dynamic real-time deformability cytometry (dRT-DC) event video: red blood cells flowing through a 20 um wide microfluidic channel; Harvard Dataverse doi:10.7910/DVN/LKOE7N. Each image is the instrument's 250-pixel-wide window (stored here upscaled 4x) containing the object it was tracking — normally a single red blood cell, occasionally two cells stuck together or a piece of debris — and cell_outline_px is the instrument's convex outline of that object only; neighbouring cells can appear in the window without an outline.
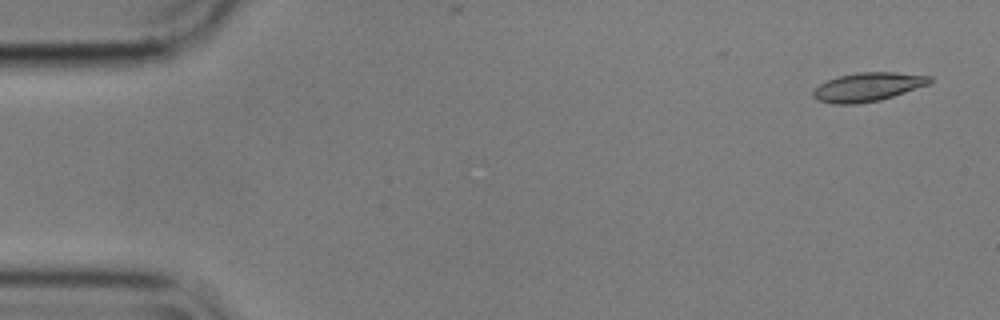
{"species": "common noctule bat (a hibernating species)", "species_latin": "Nyctalus noctula", "temperature_condition": "cold", "stored_images_in_passage": 7, "camera_frame_rate_fps": 3000, "um_per_image_px": 0.085, "animal": {"sex": "male", "body_mass_g": 17.9}, "frame": {"image": 1, "passage_image": 1, "time_ms": 0.0, "image_size_px": [1000, 320], "cell_outline_px": [[932, 80], [928, 84], [880, 100], [856, 104], [832, 104], [816, 100], [812, 96], [812, 92], [820, 84], [828, 80], [840, 76], [860, 72], [896, 72], [932, 76]], "centroid_in_image_um": [73.73, 7.39], "position_along_channel_um": 11.3, "area_um2": 19.36}}
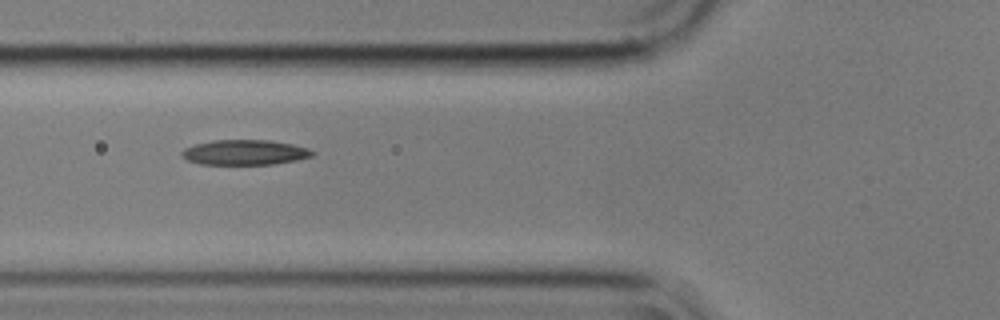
{"frame": {"image": 2, "passage_image": 6, "time_ms": 1.667, "image_size_px": [1000, 320], "cell_outline_px": [[316, 152], [312, 156], [296, 160], [272, 164], [200, 164], [188, 160], [180, 152], [184, 148], [196, 144], [212, 140], [272, 140], [292, 144], [308, 148]], "centroid_in_image_um": [20.83, 12.94], "position_along_channel_um": 105.0, "area_um2": 19.02}}
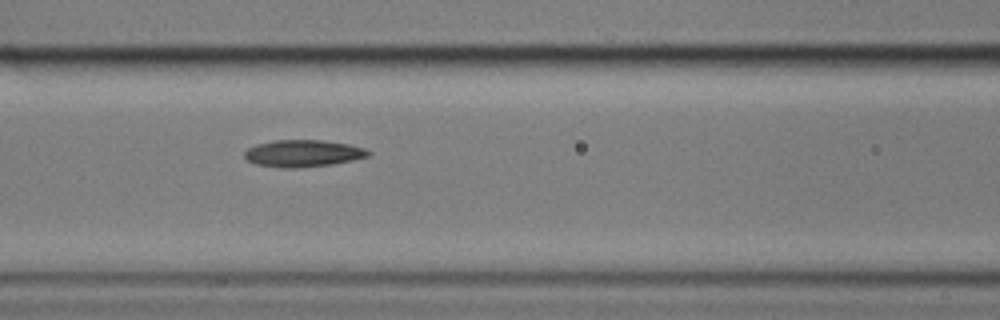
{"frame": {"image": 3, "passage_image": 7, "time_ms": 2.0, "image_size_px": [1000, 320], "cell_outline_px": [[372, 152], [368, 156], [352, 160], [332, 164], [296, 168], [280, 168], [256, 164], [248, 160], [244, 156], [244, 152], [248, 148], [256, 144], [276, 140], [320, 140], [348, 144], [364, 148]], "centroid_in_image_um": [25.74, 13.04], "position_along_channel_um": 140.9, "area_um2": 19.36}}